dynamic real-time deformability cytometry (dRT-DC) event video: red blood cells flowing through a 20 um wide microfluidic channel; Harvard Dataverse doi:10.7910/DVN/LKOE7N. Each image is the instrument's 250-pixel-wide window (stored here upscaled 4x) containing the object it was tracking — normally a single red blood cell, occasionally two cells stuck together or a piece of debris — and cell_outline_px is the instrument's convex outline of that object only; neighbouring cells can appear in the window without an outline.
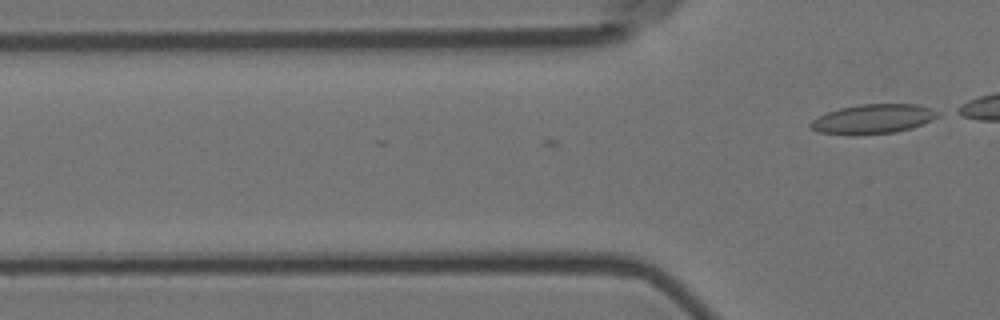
{"species": "Egyptian fruit bat (a non-hibernating species)", "species_latin": "Rousettus aegyptiacus", "temperature_condition": "room temperature", "stored_images_in_passage": 3, "camera_frame_rate_fps": 3000, "um_per_image_px": 0.085, "animal": {"sex": "female"}, "frame": {"image": 1, "passage_image": 3, "time_ms": 0.667, "image_size_px": [1000, 320], "cell_outline_px": [[940, 116], [932, 120], [912, 128], [896, 132], [816, 132], [808, 124], [812, 120], [828, 112], [840, 108], [860, 104], [916, 104], [940, 112]], "centroid_in_image_um": [74.28, 10.06], "position_along_channel_um": 51.5, "area_um2": 20.87}}